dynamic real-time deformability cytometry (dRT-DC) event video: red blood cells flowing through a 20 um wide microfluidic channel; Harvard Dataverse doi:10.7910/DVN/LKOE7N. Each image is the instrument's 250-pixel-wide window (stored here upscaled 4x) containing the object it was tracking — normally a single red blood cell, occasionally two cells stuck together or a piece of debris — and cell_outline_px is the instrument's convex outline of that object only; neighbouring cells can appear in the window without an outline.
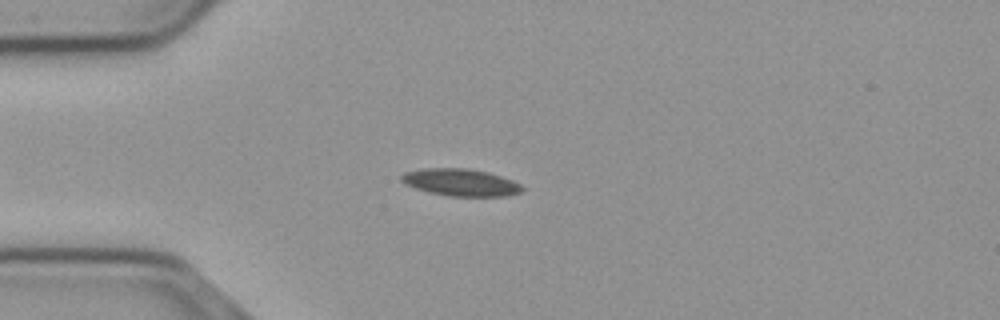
{"species": "common noctule bat (a hibernating species)", "species_latin": "Nyctalus noctula", "temperature_condition": "cold", "stored_images_in_passage": 53, "camera_frame_rate_fps": 3000, "um_per_image_px": 0.085, "animal": {"sex": "male", "body_mass_g": 23.1, "forearm_length_mm": 52.7}, "frame": {"image": 1, "passage_image": 12, "time_ms": 3.667, "image_size_px": [1000, 320], "cell_outline_px": [[524, 188], [520, 192], [504, 196], [448, 196], [428, 192], [404, 184], [400, 180], [400, 176], [404, 172], [424, 168], [464, 168], [488, 172], [512, 180], [520, 184]], "centroid_in_image_um": [39.11, 15.5], "position_along_channel_um": 45.9, "area_um2": 19.07}}
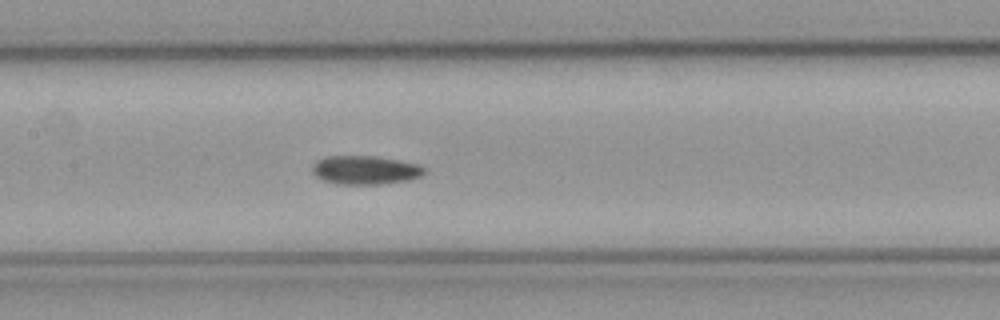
{"frame": {"image": 2, "passage_image": 24, "time_ms": 7.667, "image_size_px": [1000, 320], "cell_outline_px": [[428, 172], [424, 176], [412, 180], [380, 184], [336, 184], [324, 180], [316, 176], [312, 172], [312, 164], [316, 160], [324, 156], [376, 156], [420, 164]], "centroid_in_image_um": [31.09, 14.45], "position_along_channel_um": 176.3, "area_um2": 19.13}}
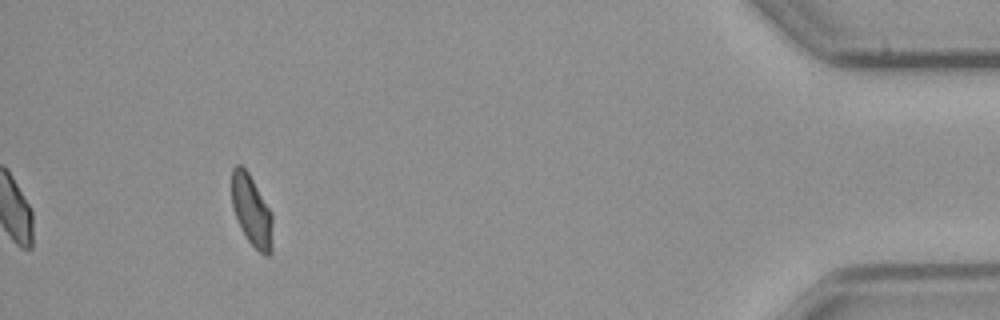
{"frame": {"image": 3, "passage_image": 49, "time_ms": 16.0, "image_size_px": [1000, 320], "cell_outline_px": [[272, 252], [268, 256], [264, 256], [248, 240], [240, 228], [232, 208], [232, 168], [236, 164], [240, 164], [248, 172], [272, 212]], "centroid_in_image_um": [21.39, 17.92], "position_along_channel_um": 413.8, "area_um2": 16.99}}